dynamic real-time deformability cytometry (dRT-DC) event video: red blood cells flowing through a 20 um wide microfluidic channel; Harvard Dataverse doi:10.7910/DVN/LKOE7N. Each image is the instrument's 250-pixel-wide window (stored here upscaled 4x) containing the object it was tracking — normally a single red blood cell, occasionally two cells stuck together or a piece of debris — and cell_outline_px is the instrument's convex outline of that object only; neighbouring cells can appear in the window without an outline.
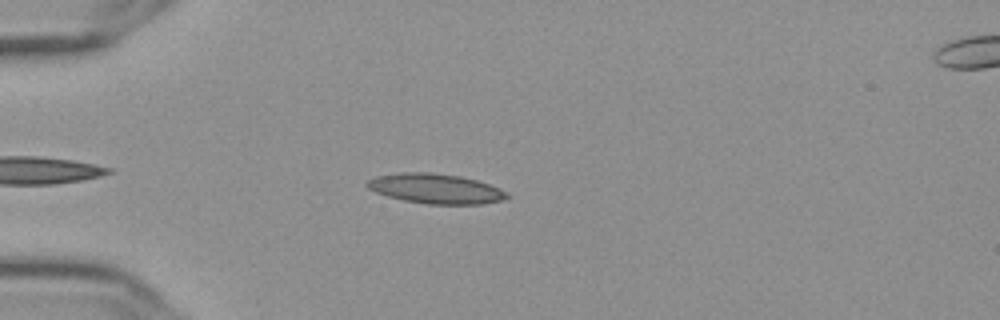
{"species": "Egyptian fruit bat (a non-hibernating species)", "species_latin": "Rousettus aegyptiacus", "temperature_condition": "cold", "stored_images_in_passage": 48, "camera_frame_rate_fps": 3000, "um_per_image_px": 0.085, "frame": {"image": 1, "passage_image": 7, "time_ms": 2.0, "image_size_px": [1000, 320], "cell_outline_px": [[508, 196], [500, 200], [480, 204], [428, 204], [404, 200], [388, 196], [376, 192], [368, 188], [364, 184], [368, 180], [376, 176], [404, 172], [432, 172], [460, 176], [476, 180], [500, 188], [508, 192]], "centroid_in_image_um": [37.01, 16.03], "position_along_channel_um": 48.0, "area_um2": 24.16}}
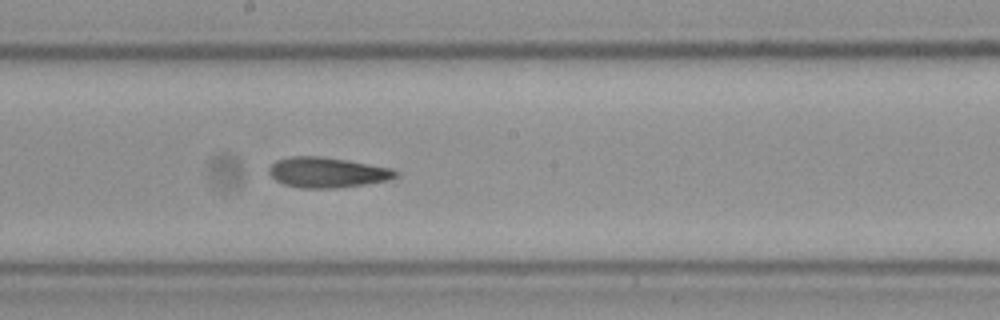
{"frame": {"image": 2, "passage_image": 23, "time_ms": 7.333, "image_size_px": [1000, 320], "cell_outline_px": [[396, 176], [384, 180], [364, 184], [336, 188], [304, 188], [284, 184], [276, 180], [268, 172], [268, 168], [276, 160], [292, 156], [320, 156], [348, 160], [392, 168], [396, 172]], "centroid_in_image_um": [27.76, 14.64], "position_along_channel_um": 220.4, "area_um2": 22.08}}
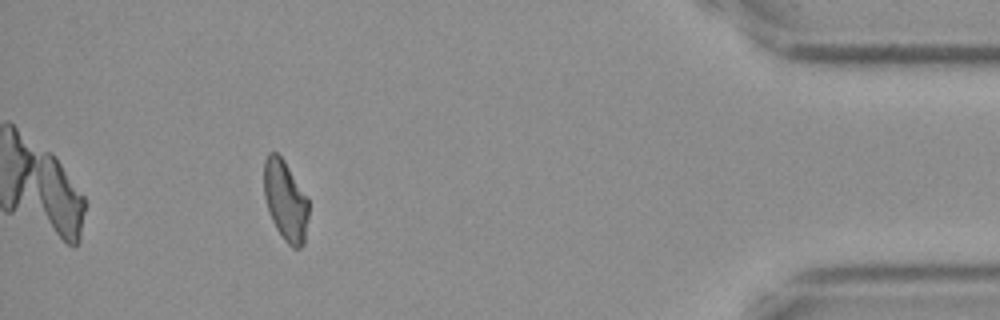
{"frame": {"image": 3, "passage_image": 43, "time_ms": 14.0, "image_size_px": [1000, 320], "cell_outline_px": [[308, 216], [304, 244], [300, 248], [292, 248], [284, 240], [276, 228], [272, 220], [264, 196], [264, 160], [268, 152], [276, 152], [284, 160], [308, 196]], "centroid_in_image_um": [24.27, 17.04], "position_along_channel_um": 410.9, "area_um2": 21.04}, "authors_computed_cell_mechanics": {"area_um2": 22.2241, "velocity_mm_per_s": 3.6188, "shape_relaxation_time_tau1_ms": null, "shape_relaxation_time_tau2_ms": 4.0148, "deformation_change_tau1": null, "deformation_change_tau2": 0.1096}}